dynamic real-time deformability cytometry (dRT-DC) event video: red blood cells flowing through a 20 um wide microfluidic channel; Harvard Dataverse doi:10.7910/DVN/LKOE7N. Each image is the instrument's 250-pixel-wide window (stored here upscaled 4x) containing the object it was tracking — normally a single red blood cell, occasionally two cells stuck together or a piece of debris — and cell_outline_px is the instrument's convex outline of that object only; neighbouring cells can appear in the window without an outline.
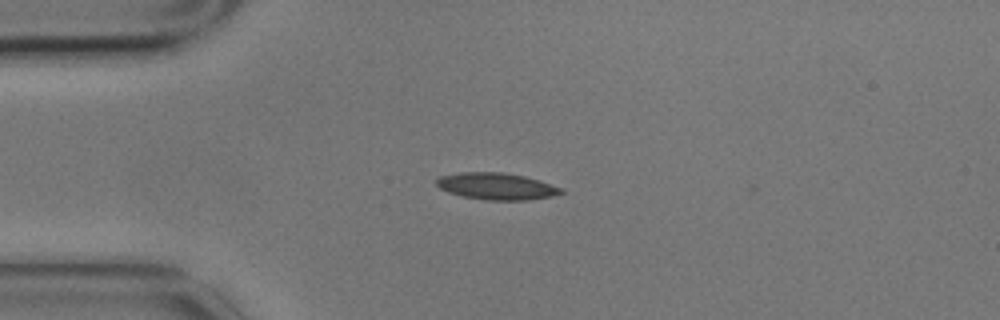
{"species": "common noctule bat (a hibernating species)", "species_latin": "Nyctalus noctula", "temperature_condition": "cold", "stored_images_in_passage": 4, "camera_frame_rate_fps": 3000, "um_per_image_px": 0.085, "animal": {"sex": "male", "body_mass_g": 17.9}, "frame": {"image": 1, "passage_image": 3, "time_ms": 0.667, "image_size_px": [1000, 320], "cell_outline_px": [[564, 192], [552, 196], [528, 200], [488, 200], [464, 196], [448, 192], [440, 188], [436, 184], [436, 180], [440, 176], [460, 172], [504, 172], [524, 176], [564, 188]], "centroid_in_image_um": [42.22, 15.83], "position_along_channel_um": 42.8, "area_um2": 19.36}}